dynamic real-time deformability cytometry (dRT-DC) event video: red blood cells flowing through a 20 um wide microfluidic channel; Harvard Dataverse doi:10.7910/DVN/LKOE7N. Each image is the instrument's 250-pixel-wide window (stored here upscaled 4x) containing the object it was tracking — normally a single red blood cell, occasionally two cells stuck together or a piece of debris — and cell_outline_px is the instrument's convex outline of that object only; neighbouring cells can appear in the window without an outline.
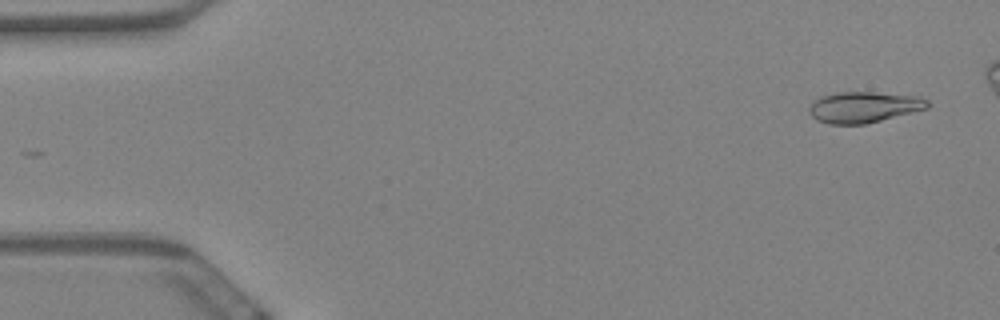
{"species": "Egyptian fruit bat (a non-hibernating species)", "species_latin": "Rousettus aegyptiacus", "temperature_condition": "warm", "stored_images_in_passage": 54, "camera_frame_rate_fps": 3000, "um_per_image_px": 0.085, "animal": {"sex": "female"}, "frame": {"image": 1, "passage_image": 3, "time_ms": 0.667, "image_size_px": [1000, 320], "cell_outline_px": [[928, 108], [864, 124], [828, 124], [816, 120], [808, 112], [808, 108], [820, 96], [836, 92], [872, 92], [920, 96], [928, 100]], "centroid_in_image_um": [73.4, 9.1], "position_along_channel_um": 11.6, "area_um2": 21.27}}
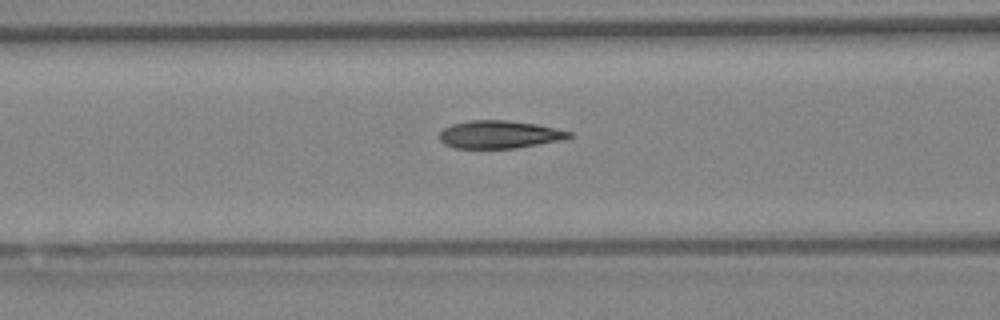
{"frame": {"image": 2, "passage_image": 24, "time_ms": 7.667, "image_size_px": [1000, 320], "cell_outline_px": [[572, 136], [564, 140], [516, 148], [452, 148], [444, 144], [440, 140], [440, 132], [444, 128], [452, 124], [468, 120], [508, 120], [536, 124], [572, 132]], "centroid_in_image_um": [42.44, 11.43], "position_along_channel_um": 124.2, "area_um2": 21.1}}
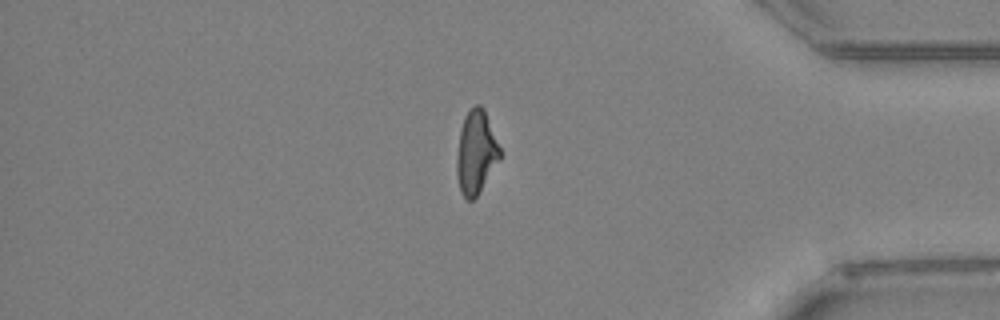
{"frame": {"image": 3, "passage_image": 50, "time_ms": 16.333, "image_size_px": [1000, 320], "cell_outline_px": [[500, 160], [476, 196], [472, 200], [468, 200], [460, 192], [456, 172], [456, 160], [460, 128], [464, 116], [476, 104], [480, 104], [484, 108], [500, 148]], "centroid_in_image_um": [40.45, 12.94], "position_along_channel_um": 394.8, "area_um2": 20.87}}